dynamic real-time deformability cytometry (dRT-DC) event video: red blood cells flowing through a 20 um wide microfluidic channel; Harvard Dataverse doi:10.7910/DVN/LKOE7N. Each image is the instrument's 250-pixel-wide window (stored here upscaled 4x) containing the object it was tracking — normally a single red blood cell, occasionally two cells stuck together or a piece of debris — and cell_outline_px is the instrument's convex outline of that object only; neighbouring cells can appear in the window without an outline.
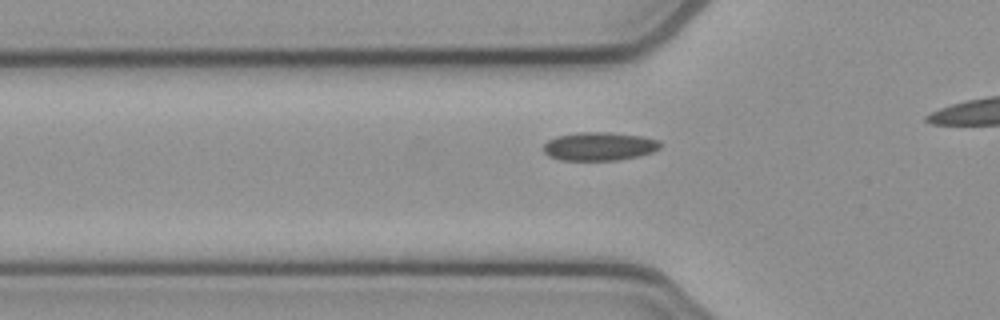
{"species": "common noctule bat (a hibernating species)", "species_latin": "Nyctalus noctula", "temperature_condition": "cold", "stored_images_in_passage": 19, "camera_frame_rate_fps": 3000, "um_per_image_px": 0.085, "animal": {"sex": "female", "body_mass_g": 21.9}, "frame": {"image": 1, "passage_image": 13, "time_ms": 4.0, "image_size_px": [1000, 320], "cell_outline_px": [[660, 148], [652, 152], [640, 156], [620, 160], [560, 160], [548, 156], [544, 152], [544, 144], [548, 140], [556, 136], [580, 132], [608, 132], [640, 136], [660, 140]], "centroid_in_image_um": [50.94, 12.44], "position_along_channel_um": 74.9, "area_um2": 19.42}}
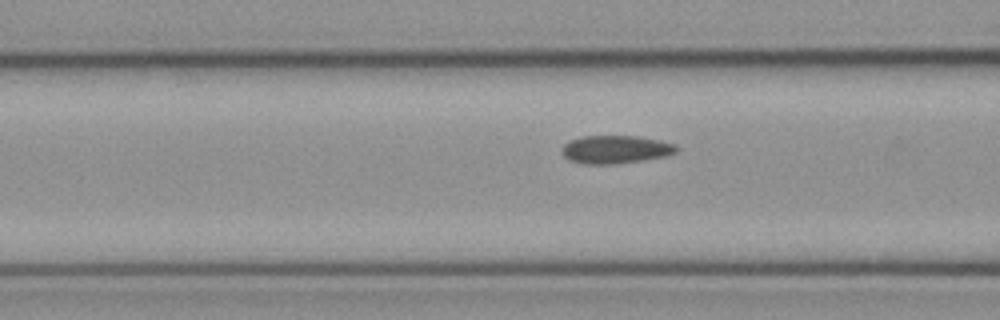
{"frame": {"image": 2, "passage_image": 16, "time_ms": 5.0, "image_size_px": [1000, 320], "cell_outline_px": [[676, 152], [668, 156], [616, 164], [580, 164], [568, 160], [560, 152], [564, 144], [572, 140], [584, 136], [640, 136], [660, 140], [676, 144]], "centroid_in_image_um": [52.31, 12.71], "position_along_channel_um": 114.3, "area_um2": 18.9}}